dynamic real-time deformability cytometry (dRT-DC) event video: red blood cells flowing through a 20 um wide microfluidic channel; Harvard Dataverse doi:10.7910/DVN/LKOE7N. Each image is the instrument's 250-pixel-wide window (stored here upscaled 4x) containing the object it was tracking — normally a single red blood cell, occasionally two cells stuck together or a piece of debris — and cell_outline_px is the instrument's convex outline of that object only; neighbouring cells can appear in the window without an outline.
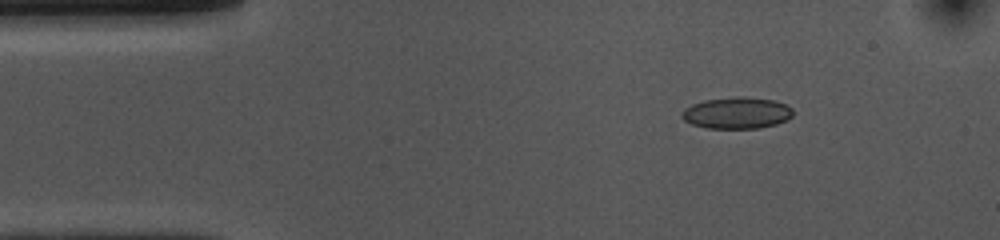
{"species": "common noctule bat (a hibernating species)", "species_latin": "Nyctalus noctula", "temperature_condition": "cold", "stored_images_in_passage": 47, "camera_frame_rate_fps": 3000, "um_per_image_px": 0.085, "animal": {"sex": "female", "body_mass_g": 10.0, "forearm_length_mm": 53.1}, "frame": {"image": 1, "passage_image": 1, "time_ms": 0.0, "image_size_px": [1000, 240], "cell_outline_px": [[792, 116], [788, 120], [776, 124], [760, 128], [704, 128], [692, 124], [684, 120], [680, 116], [680, 112], [684, 108], [692, 104], [704, 100], [740, 96], [744, 96], [772, 100], [788, 104], [792, 108]], "centroid_in_image_um": [62.62, 9.6], "position_along_channel_um": 22.4, "area_um2": 20.63}}
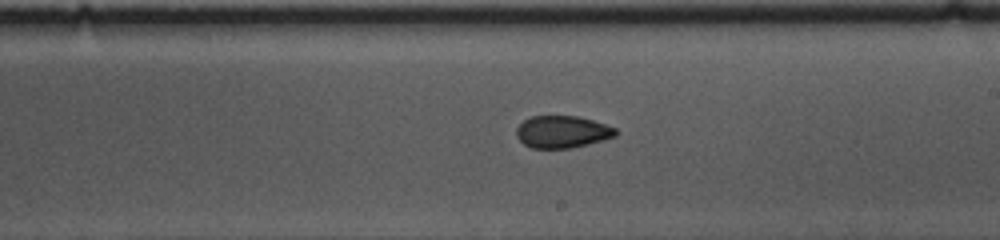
{"frame": {"image": 2, "passage_image": 23, "time_ms": 7.333, "image_size_px": [1000, 240], "cell_outline_px": [[620, 132], [616, 136], [604, 140], [572, 148], [532, 148], [524, 144], [516, 136], [516, 128], [524, 120], [532, 116], [580, 116], [616, 128]], "centroid_in_image_um": [47.82, 11.21], "position_along_channel_um": 241.2, "area_um2": 18.73}}
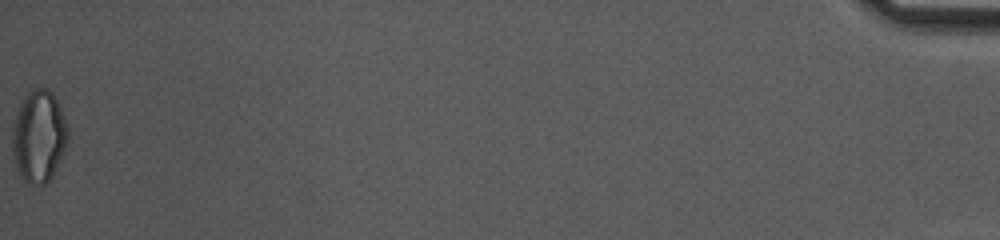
{"frame": {"image": 3, "passage_image": 47, "time_ms": 15.333, "image_size_px": [1000, 240], "cell_outline_px": [[68, 140], [56, 168], [52, 176], [44, 184], [28, 184], [20, 176], [16, 168], [12, 156], [12, 128], [16, 112], [24, 96], [32, 88], [48, 88], [52, 92], [60, 108], [68, 128]], "centroid_in_image_um": [3.27, 11.58], "position_along_channel_um": 431.9, "area_um2": 29.88}, "authors_computed_cell_mechanics": {"area_um2": 19.5942, "velocity_mm_per_s": 3.7275, "shape_relaxation_time_tau1_ms": 6.098, "shape_relaxation_time_tau2_ms": 2.0273, "deformation_change_tau1": 0.1177, "deformation_change_tau2": 0.0515}}